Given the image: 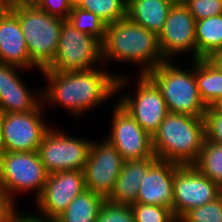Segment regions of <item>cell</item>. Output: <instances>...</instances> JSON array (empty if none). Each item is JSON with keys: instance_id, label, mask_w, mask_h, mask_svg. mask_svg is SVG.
<instances>
[{"instance_id": "cell-5", "label": "cell", "mask_w": 222, "mask_h": 222, "mask_svg": "<svg viewBox=\"0 0 222 222\" xmlns=\"http://www.w3.org/2000/svg\"><path fill=\"white\" fill-rule=\"evenodd\" d=\"M164 61L147 76L160 89L170 113L204 117L207 106L201 99L194 73Z\"/></svg>"}, {"instance_id": "cell-33", "label": "cell", "mask_w": 222, "mask_h": 222, "mask_svg": "<svg viewBox=\"0 0 222 222\" xmlns=\"http://www.w3.org/2000/svg\"><path fill=\"white\" fill-rule=\"evenodd\" d=\"M14 201L0 187V222H7L16 212Z\"/></svg>"}, {"instance_id": "cell-6", "label": "cell", "mask_w": 222, "mask_h": 222, "mask_svg": "<svg viewBox=\"0 0 222 222\" xmlns=\"http://www.w3.org/2000/svg\"><path fill=\"white\" fill-rule=\"evenodd\" d=\"M48 175L38 151H3L0 154V187L13 201L14 194L16 196V193L27 190H37V199L44 189Z\"/></svg>"}, {"instance_id": "cell-10", "label": "cell", "mask_w": 222, "mask_h": 222, "mask_svg": "<svg viewBox=\"0 0 222 222\" xmlns=\"http://www.w3.org/2000/svg\"><path fill=\"white\" fill-rule=\"evenodd\" d=\"M222 194V188L203 175L194 165L175 171L172 213L177 221L188 211L201 207Z\"/></svg>"}, {"instance_id": "cell-31", "label": "cell", "mask_w": 222, "mask_h": 222, "mask_svg": "<svg viewBox=\"0 0 222 222\" xmlns=\"http://www.w3.org/2000/svg\"><path fill=\"white\" fill-rule=\"evenodd\" d=\"M206 139L222 145V109L216 105L209 106L205 112Z\"/></svg>"}, {"instance_id": "cell-15", "label": "cell", "mask_w": 222, "mask_h": 222, "mask_svg": "<svg viewBox=\"0 0 222 222\" xmlns=\"http://www.w3.org/2000/svg\"><path fill=\"white\" fill-rule=\"evenodd\" d=\"M195 26V18L188 7L182 0L176 1L158 35L160 50L166 61L185 51H193V59L197 60Z\"/></svg>"}, {"instance_id": "cell-19", "label": "cell", "mask_w": 222, "mask_h": 222, "mask_svg": "<svg viewBox=\"0 0 222 222\" xmlns=\"http://www.w3.org/2000/svg\"><path fill=\"white\" fill-rule=\"evenodd\" d=\"M158 160L154 155L149 159L124 161L113 192L107 200L117 204L131 205L136 203L144 175H147L149 169Z\"/></svg>"}, {"instance_id": "cell-20", "label": "cell", "mask_w": 222, "mask_h": 222, "mask_svg": "<svg viewBox=\"0 0 222 222\" xmlns=\"http://www.w3.org/2000/svg\"><path fill=\"white\" fill-rule=\"evenodd\" d=\"M176 0H127L126 16L159 35Z\"/></svg>"}, {"instance_id": "cell-8", "label": "cell", "mask_w": 222, "mask_h": 222, "mask_svg": "<svg viewBox=\"0 0 222 222\" xmlns=\"http://www.w3.org/2000/svg\"><path fill=\"white\" fill-rule=\"evenodd\" d=\"M55 129L51 127L47 131L38 149L46 172L52 174L66 170L83 171L92 141L71 137Z\"/></svg>"}, {"instance_id": "cell-28", "label": "cell", "mask_w": 222, "mask_h": 222, "mask_svg": "<svg viewBox=\"0 0 222 222\" xmlns=\"http://www.w3.org/2000/svg\"><path fill=\"white\" fill-rule=\"evenodd\" d=\"M178 222H222V194L201 207L188 210Z\"/></svg>"}, {"instance_id": "cell-32", "label": "cell", "mask_w": 222, "mask_h": 222, "mask_svg": "<svg viewBox=\"0 0 222 222\" xmlns=\"http://www.w3.org/2000/svg\"><path fill=\"white\" fill-rule=\"evenodd\" d=\"M41 10L47 12L49 15H53L64 20H67L72 7L69 5L68 0H31Z\"/></svg>"}, {"instance_id": "cell-7", "label": "cell", "mask_w": 222, "mask_h": 222, "mask_svg": "<svg viewBox=\"0 0 222 222\" xmlns=\"http://www.w3.org/2000/svg\"><path fill=\"white\" fill-rule=\"evenodd\" d=\"M102 59V45L93 36L80 32L68 20L61 27L56 56L41 71H73L92 69Z\"/></svg>"}, {"instance_id": "cell-3", "label": "cell", "mask_w": 222, "mask_h": 222, "mask_svg": "<svg viewBox=\"0 0 222 222\" xmlns=\"http://www.w3.org/2000/svg\"><path fill=\"white\" fill-rule=\"evenodd\" d=\"M205 138L204 117L169 112L152 136V148L159 160L194 165Z\"/></svg>"}, {"instance_id": "cell-9", "label": "cell", "mask_w": 222, "mask_h": 222, "mask_svg": "<svg viewBox=\"0 0 222 222\" xmlns=\"http://www.w3.org/2000/svg\"><path fill=\"white\" fill-rule=\"evenodd\" d=\"M40 103L34 110L24 113H1L3 151H38L44 135L51 128L43 121Z\"/></svg>"}, {"instance_id": "cell-21", "label": "cell", "mask_w": 222, "mask_h": 222, "mask_svg": "<svg viewBox=\"0 0 222 222\" xmlns=\"http://www.w3.org/2000/svg\"><path fill=\"white\" fill-rule=\"evenodd\" d=\"M197 87L204 104L215 106L222 99V72L208 59L194 60Z\"/></svg>"}, {"instance_id": "cell-36", "label": "cell", "mask_w": 222, "mask_h": 222, "mask_svg": "<svg viewBox=\"0 0 222 222\" xmlns=\"http://www.w3.org/2000/svg\"><path fill=\"white\" fill-rule=\"evenodd\" d=\"M208 60L222 72V49L214 52Z\"/></svg>"}, {"instance_id": "cell-38", "label": "cell", "mask_w": 222, "mask_h": 222, "mask_svg": "<svg viewBox=\"0 0 222 222\" xmlns=\"http://www.w3.org/2000/svg\"><path fill=\"white\" fill-rule=\"evenodd\" d=\"M3 152L2 133H1V113H0V154Z\"/></svg>"}, {"instance_id": "cell-16", "label": "cell", "mask_w": 222, "mask_h": 222, "mask_svg": "<svg viewBox=\"0 0 222 222\" xmlns=\"http://www.w3.org/2000/svg\"><path fill=\"white\" fill-rule=\"evenodd\" d=\"M173 162L158 160L144 175L136 203L173 207V182L180 167Z\"/></svg>"}, {"instance_id": "cell-12", "label": "cell", "mask_w": 222, "mask_h": 222, "mask_svg": "<svg viewBox=\"0 0 222 222\" xmlns=\"http://www.w3.org/2000/svg\"><path fill=\"white\" fill-rule=\"evenodd\" d=\"M86 190L83 171L66 170L48 175L41 195L36 199L44 222H54L72 200Z\"/></svg>"}, {"instance_id": "cell-35", "label": "cell", "mask_w": 222, "mask_h": 222, "mask_svg": "<svg viewBox=\"0 0 222 222\" xmlns=\"http://www.w3.org/2000/svg\"><path fill=\"white\" fill-rule=\"evenodd\" d=\"M14 2H15L14 0H0V23L12 10Z\"/></svg>"}, {"instance_id": "cell-34", "label": "cell", "mask_w": 222, "mask_h": 222, "mask_svg": "<svg viewBox=\"0 0 222 222\" xmlns=\"http://www.w3.org/2000/svg\"><path fill=\"white\" fill-rule=\"evenodd\" d=\"M7 222H44L39 216L36 214H22L17 211L8 219Z\"/></svg>"}, {"instance_id": "cell-11", "label": "cell", "mask_w": 222, "mask_h": 222, "mask_svg": "<svg viewBox=\"0 0 222 222\" xmlns=\"http://www.w3.org/2000/svg\"><path fill=\"white\" fill-rule=\"evenodd\" d=\"M124 160L119 151L107 140L91 142L83 169L86 189L107 199L115 187Z\"/></svg>"}, {"instance_id": "cell-14", "label": "cell", "mask_w": 222, "mask_h": 222, "mask_svg": "<svg viewBox=\"0 0 222 222\" xmlns=\"http://www.w3.org/2000/svg\"><path fill=\"white\" fill-rule=\"evenodd\" d=\"M114 107L107 140L119 151L124 161L152 158V137L118 102Z\"/></svg>"}, {"instance_id": "cell-22", "label": "cell", "mask_w": 222, "mask_h": 222, "mask_svg": "<svg viewBox=\"0 0 222 222\" xmlns=\"http://www.w3.org/2000/svg\"><path fill=\"white\" fill-rule=\"evenodd\" d=\"M105 198L86 189L54 222H95Z\"/></svg>"}, {"instance_id": "cell-2", "label": "cell", "mask_w": 222, "mask_h": 222, "mask_svg": "<svg viewBox=\"0 0 222 222\" xmlns=\"http://www.w3.org/2000/svg\"><path fill=\"white\" fill-rule=\"evenodd\" d=\"M102 45V60L135 62L141 65L140 75L166 61L160 50L159 39L143 26L129 19L108 24ZM145 64V65H144Z\"/></svg>"}, {"instance_id": "cell-27", "label": "cell", "mask_w": 222, "mask_h": 222, "mask_svg": "<svg viewBox=\"0 0 222 222\" xmlns=\"http://www.w3.org/2000/svg\"><path fill=\"white\" fill-rule=\"evenodd\" d=\"M135 222H178L172 210L160 205L131 204Z\"/></svg>"}, {"instance_id": "cell-4", "label": "cell", "mask_w": 222, "mask_h": 222, "mask_svg": "<svg viewBox=\"0 0 222 222\" xmlns=\"http://www.w3.org/2000/svg\"><path fill=\"white\" fill-rule=\"evenodd\" d=\"M11 11L19 20L31 61L39 70L46 69L56 56L65 20L49 15L31 0L15 1Z\"/></svg>"}, {"instance_id": "cell-25", "label": "cell", "mask_w": 222, "mask_h": 222, "mask_svg": "<svg viewBox=\"0 0 222 222\" xmlns=\"http://www.w3.org/2000/svg\"><path fill=\"white\" fill-rule=\"evenodd\" d=\"M78 7L94 13L108 25L126 17L127 0H82Z\"/></svg>"}, {"instance_id": "cell-13", "label": "cell", "mask_w": 222, "mask_h": 222, "mask_svg": "<svg viewBox=\"0 0 222 222\" xmlns=\"http://www.w3.org/2000/svg\"><path fill=\"white\" fill-rule=\"evenodd\" d=\"M132 97L125 93L118 103L152 137L169 113L160 89L147 76L140 75Z\"/></svg>"}, {"instance_id": "cell-26", "label": "cell", "mask_w": 222, "mask_h": 222, "mask_svg": "<svg viewBox=\"0 0 222 222\" xmlns=\"http://www.w3.org/2000/svg\"><path fill=\"white\" fill-rule=\"evenodd\" d=\"M67 20L80 32L103 42L107 25L94 13L80 7H73Z\"/></svg>"}, {"instance_id": "cell-1", "label": "cell", "mask_w": 222, "mask_h": 222, "mask_svg": "<svg viewBox=\"0 0 222 222\" xmlns=\"http://www.w3.org/2000/svg\"><path fill=\"white\" fill-rule=\"evenodd\" d=\"M49 85L41 91L42 99L67 108L79 116L123 89L124 76L96 68L73 71H41Z\"/></svg>"}, {"instance_id": "cell-29", "label": "cell", "mask_w": 222, "mask_h": 222, "mask_svg": "<svg viewBox=\"0 0 222 222\" xmlns=\"http://www.w3.org/2000/svg\"><path fill=\"white\" fill-rule=\"evenodd\" d=\"M95 222H135L131 205L103 202Z\"/></svg>"}, {"instance_id": "cell-17", "label": "cell", "mask_w": 222, "mask_h": 222, "mask_svg": "<svg viewBox=\"0 0 222 222\" xmlns=\"http://www.w3.org/2000/svg\"><path fill=\"white\" fill-rule=\"evenodd\" d=\"M18 69L23 68L0 63V113L30 112L43 101L26 88L17 74Z\"/></svg>"}, {"instance_id": "cell-24", "label": "cell", "mask_w": 222, "mask_h": 222, "mask_svg": "<svg viewBox=\"0 0 222 222\" xmlns=\"http://www.w3.org/2000/svg\"><path fill=\"white\" fill-rule=\"evenodd\" d=\"M194 166L222 188V145L205 138L199 158Z\"/></svg>"}, {"instance_id": "cell-23", "label": "cell", "mask_w": 222, "mask_h": 222, "mask_svg": "<svg viewBox=\"0 0 222 222\" xmlns=\"http://www.w3.org/2000/svg\"><path fill=\"white\" fill-rule=\"evenodd\" d=\"M197 59H208L222 49V14L196 21Z\"/></svg>"}, {"instance_id": "cell-30", "label": "cell", "mask_w": 222, "mask_h": 222, "mask_svg": "<svg viewBox=\"0 0 222 222\" xmlns=\"http://www.w3.org/2000/svg\"><path fill=\"white\" fill-rule=\"evenodd\" d=\"M195 21L222 14V0H182Z\"/></svg>"}, {"instance_id": "cell-39", "label": "cell", "mask_w": 222, "mask_h": 222, "mask_svg": "<svg viewBox=\"0 0 222 222\" xmlns=\"http://www.w3.org/2000/svg\"><path fill=\"white\" fill-rule=\"evenodd\" d=\"M219 109H222V99L219 101V103L216 105Z\"/></svg>"}, {"instance_id": "cell-37", "label": "cell", "mask_w": 222, "mask_h": 222, "mask_svg": "<svg viewBox=\"0 0 222 222\" xmlns=\"http://www.w3.org/2000/svg\"><path fill=\"white\" fill-rule=\"evenodd\" d=\"M82 0H68L69 5L73 7H78L80 5Z\"/></svg>"}, {"instance_id": "cell-18", "label": "cell", "mask_w": 222, "mask_h": 222, "mask_svg": "<svg viewBox=\"0 0 222 222\" xmlns=\"http://www.w3.org/2000/svg\"><path fill=\"white\" fill-rule=\"evenodd\" d=\"M0 63L18 66L25 70L37 67L28 55L19 20L12 11L0 23Z\"/></svg>"}]
</instances>
